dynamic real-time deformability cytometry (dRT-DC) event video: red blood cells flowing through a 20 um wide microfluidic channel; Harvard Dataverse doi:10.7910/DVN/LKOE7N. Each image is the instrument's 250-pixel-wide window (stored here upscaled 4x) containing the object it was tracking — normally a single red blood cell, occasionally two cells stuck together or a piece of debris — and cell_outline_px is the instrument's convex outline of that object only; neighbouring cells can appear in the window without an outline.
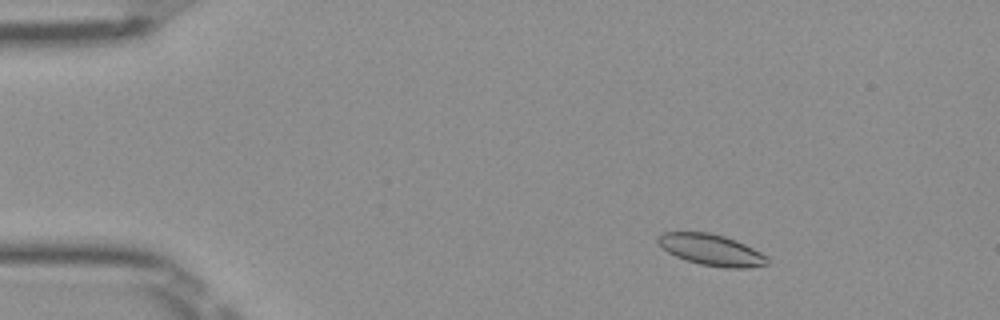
{"species": "Egyptian fruit bat (a non-hibernating species)", "species_latin": "Rousettus aegyptiacus", "temperature_condition": "room temperature", "stored_images_in_passage": 51, "camera_frame_rate_fps": 3000, "um_per_image_px": 0.085, "frame": {"image": 1, "passage_image": 7, "time_ms": 2.0, "image_size_px": [1000, 320], "cell_outline_px": [[768, 264], [748, 268], [724, 268], [700, 264], [676, 256], [668, 252], [656, 240], [656, 236], [664, 232], [708, 232], [724, 236], [736, 240], [768, 256]], "centroid_in_image_um": [60.47, 21.24], "position_along_channel_um": 24.5, "area_um2": 19.83}}
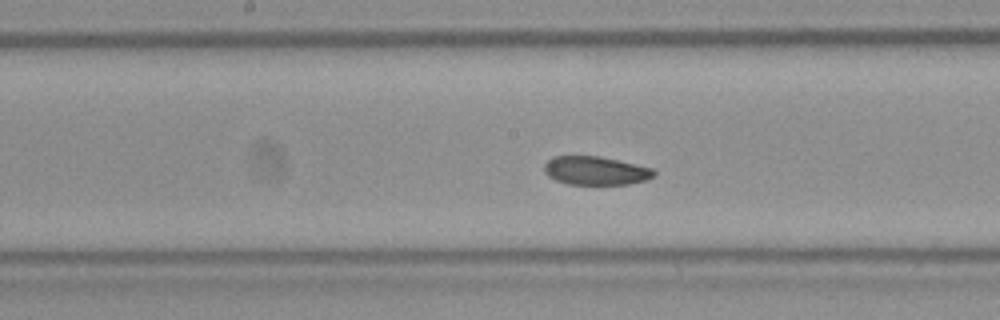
{"frame": {"image": 2, "passage_image": 26, "time_ms": 8.333, "image_size_px": [1000, 320], "cell_outline_px": [[656, 176], [644, 180], [628, 184], [568, 184], [556, 180], [548, 176], [544, 172], [544, 164], [552, 156], [600, 156], [652, 168], [656, 172]], "centroid_in_image_um": [50.61, 14.5], "position_along_channel_um": 197.6, "area_um2": 18.21}}
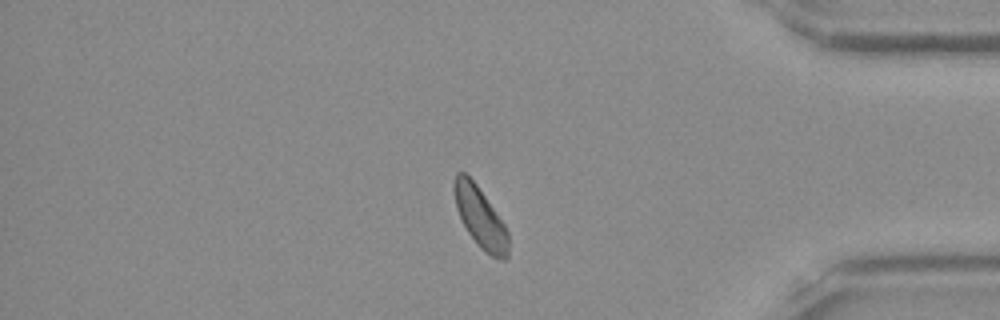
{"frame": {"image": 3, "passage_image": 43, "time_ms": 14.0, "image_size_px": [1000, 320], "cell_outline_px": [[508, 256], [504, 260], [500, 260], [484, 252], [480, 248], [468, 232], [456, 208], [452, 188], [452, 184], [456, 172], [464, 172], [476, 184], [504, 224], [508, 232]], "centroid_in_image_um": [40.8, 18.48], "position_along_channel_um": 394.4, "area_um2": 19.02}, "authors_computed_cell_mechanics": {"area_um2": 19.7098, "velocity_mm_per_s": 3.9507, "shape_relaxation_time_tau1_ms": null, "shape_relaxation_time_tau2_ms": 5.7682, "deformation_change_tau1": null, "deformation_change_tau2": 0.1022}}